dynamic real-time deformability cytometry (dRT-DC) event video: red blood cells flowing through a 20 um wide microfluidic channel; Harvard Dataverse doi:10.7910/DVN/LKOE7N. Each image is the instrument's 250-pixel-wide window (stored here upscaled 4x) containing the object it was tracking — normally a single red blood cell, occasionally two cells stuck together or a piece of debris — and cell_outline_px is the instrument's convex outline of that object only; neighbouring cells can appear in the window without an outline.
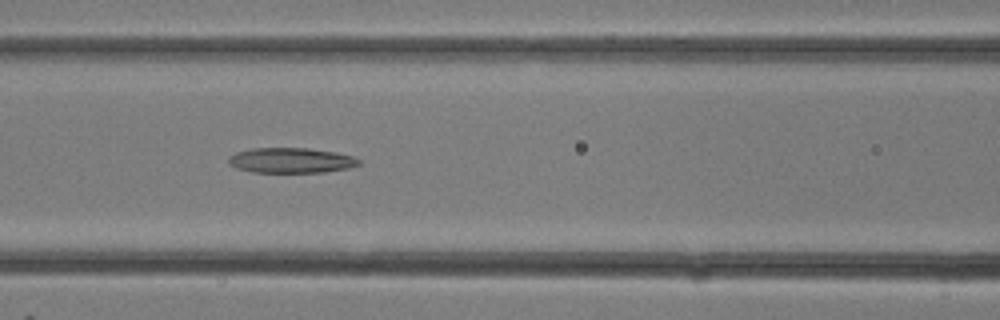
{"species": "common noctule bat (a hibernating species)", "species_latin": "Nyctalus noctula", "temperature_condition": "room temperature", "stored_images_in_passage": 29, "camera_frame_rate_fps": 3000, "um_per_image_px": 0.085, "animal": {"sex": "female"}, "frame": {"image": 1, "passage_image": 12, "time_ms": 3.667, "image_size_px": [1000, 320], "cell_outline_px": [[360, 164], [352, 168], [324, 172], [252, 172], [236, 168], [228, 164], [228, 156], [236, 152], [252, 148], [308, 148], [336, 152], [352, 156], [360, 160]], "centroid_in_image_um": [24.73, 13.63], "position_along_channel_um": 141.9, "area_um2": 19.31}}
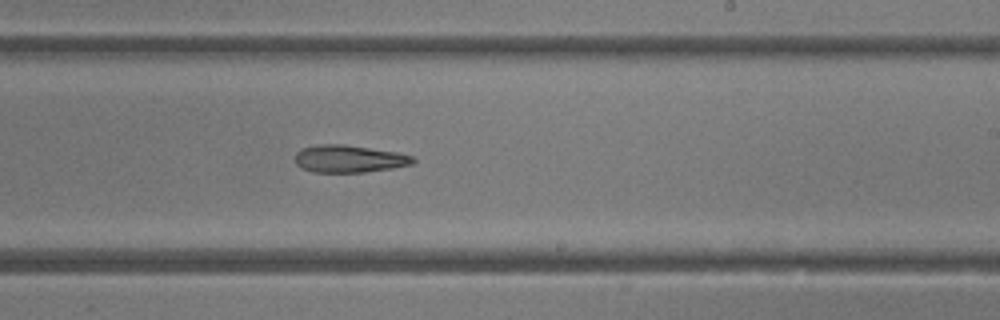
{"frame": {"image": 2, "passage_image": 17, "time_ms": 5.333, "image_size_px": [1000, 320], "cell_outline_px": [[416, 160], [412, 164], [392, 168], [364, 172], [312, 172], [300, 168], [296, 164], [296, 152], [300, 148], [316, 144], [344, 144], [396, 152], [412, 156]], "centroid_in_image_um": [29.63, 13.49], "position_along_channel_um": 259.4, "area_um2": 18.9}}
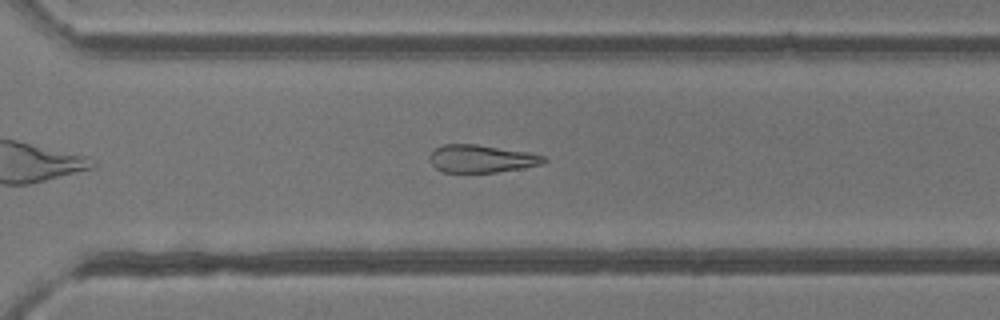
{"frame": {"image": 3, "passage_image": 20, "time_ms": 6.333, "image_size_px": [1000, 320], "cell_outline_px": [[548, 160], [544, 164], [496, 172], [444, 172], [436, 168], [432, 164], [428, 156], [436, 148], [444, 144], [476, 144], [528, 152], [544, 156]], "centroid_in_image_um": [40.93, 13.48], "position_along_channel_um": 329.7, "area_um2": 18.32}}